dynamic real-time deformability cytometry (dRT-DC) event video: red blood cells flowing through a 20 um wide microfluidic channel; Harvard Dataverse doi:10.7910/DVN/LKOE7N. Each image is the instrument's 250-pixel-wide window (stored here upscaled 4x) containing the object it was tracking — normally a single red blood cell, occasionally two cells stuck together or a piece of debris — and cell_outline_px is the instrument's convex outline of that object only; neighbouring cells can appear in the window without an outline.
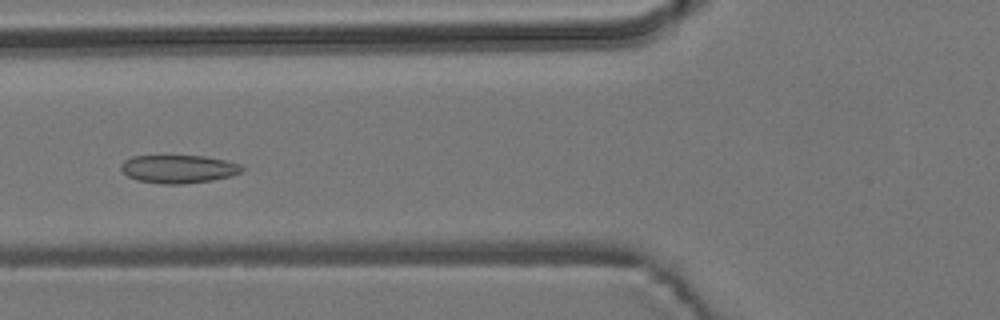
{"species": "common noctule bat (a hibernating species)", "species_latin": "Nyctalus noctula", "temperature_condition": "room temperature", "stored_images_in_passage": 7, "camera_frame_rate_fps": 3000, "um_per_image_px": 0.085, "animal": {"sex": "male", "body_mass_g": 19.2, "forearm_length_mm": 51.8}, "frame": {"image": 1, "passage_image": 6, "time_ms": 6.333, "image_size_px": [1000, 320], "cell_outline_px": [[244, 172], [232, 176], [212, 180], [184, 184], [164, 184], [136, 180], [128, 176], [120, 168], [120, 164], [124, 160], [132, 156], [204, 156], [224, 160], [240, 164], [244, 168]], "centroid_in_image_um": [15.19, 14.37], "position_along_channel_um": 110.6, "area_um2": 19.94}}
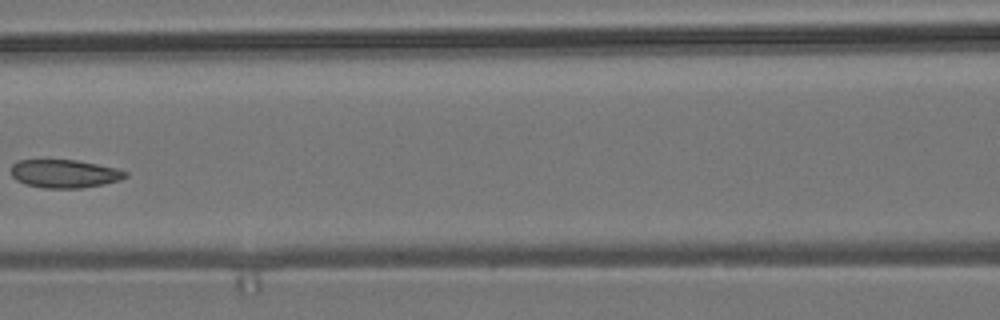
{"frame": {"image": 2, "passage_image": 7, "time_ms": 7.667, "image_size_px": [1000, 320], "cell_outline_px": [[128, 176], [120, 180], [104, 184], [80, 188], [44, 188], [24, 184], [16, 180], [12, 176], [12, 164], [16, 160], [76, 160], [116, 168], [128, 172]], "centroid_in_image_um": [5.48, 14.76], "position_along_channel_um": 161.1, "area_um2": 18.84}}